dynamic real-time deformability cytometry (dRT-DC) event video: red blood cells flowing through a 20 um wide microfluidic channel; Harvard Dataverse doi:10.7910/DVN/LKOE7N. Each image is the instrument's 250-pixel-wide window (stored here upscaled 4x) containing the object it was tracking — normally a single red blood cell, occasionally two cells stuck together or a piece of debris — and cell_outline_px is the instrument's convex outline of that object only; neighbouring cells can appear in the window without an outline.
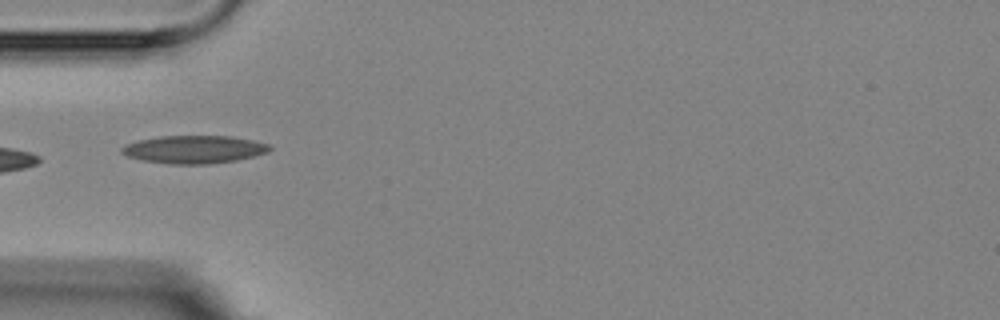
{"species": "Egyptian fruit bat (a non-hibernating species)", "species_latin": "Rousettus aegyptiacus", "temperature_condition": "room temperature", "stored_images_in_passage": 3, "camera_frame_rate_fps": 3000, "um_per_image_px": 0.085, "animal": {"sex": "female"}, "frame": {"image": 1, "passage_image": 3, "time_ms": 3.333, "image_size_px": [1000, 320], "cell_outline_px": [[272, 148], [268, 152], [256, 156], [236, 160], [208, 164], [172, 164], [144, 160], [128, 156], [120, 152], [120, 148], [128, 144], [140, 140], [160, 136], [232, 136], [252, 140], [268, 144]], "centroid_in_image_um": [16.54, 12.7], "position_along_channel_um": 68.5, "area_um2": 23.87}}